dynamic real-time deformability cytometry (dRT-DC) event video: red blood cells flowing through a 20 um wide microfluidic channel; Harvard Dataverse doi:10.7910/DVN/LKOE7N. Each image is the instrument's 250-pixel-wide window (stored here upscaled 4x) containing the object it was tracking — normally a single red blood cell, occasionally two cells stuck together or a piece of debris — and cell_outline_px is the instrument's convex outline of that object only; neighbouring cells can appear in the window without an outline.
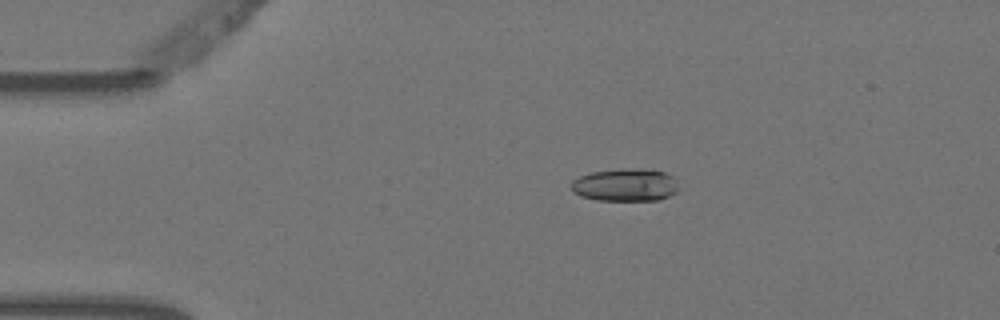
{"species": "Egyptian fruit bat (a non-hibernating species)", "species_latin": "Rousettus aegyptiacus", "temperature_condition": "warm", "stored_images_in_passage": 3, "camera_frame_rate_fps": 3000, "um_per_image_px": 0.085, "animal": {"sex": "female"}, "frame": {"image": 1, "passage_image": 2, "time_ms": 0.333, "image_size_px": [1000, 320], "cell_outline_px": [[680, 188], [676, 192], [660, 200], [596, 200], [580, 196], [572, 192], [572, 180], [580, 176], [592, 172], [620, 168], [624, 168], [664, 172], [672, 176]], "centroid_in_image_um": [53.13, 15.73], "position_along_channel_um": 31.9, "area_um2": 20.4}}